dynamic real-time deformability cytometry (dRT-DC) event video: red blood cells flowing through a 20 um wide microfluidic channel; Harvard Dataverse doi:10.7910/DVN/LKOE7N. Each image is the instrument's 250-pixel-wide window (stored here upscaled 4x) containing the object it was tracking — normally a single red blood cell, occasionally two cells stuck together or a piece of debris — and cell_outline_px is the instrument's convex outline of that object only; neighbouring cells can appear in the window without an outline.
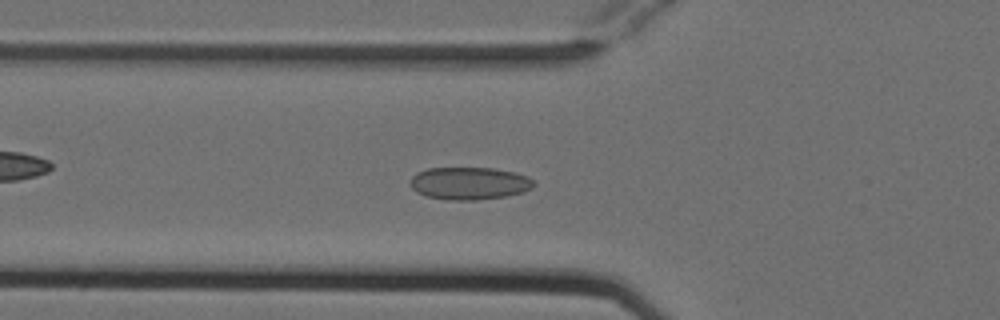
{"species": "Egyptian fruit bat (a non-hibernating species)", "species_latin": "Rousettus aegyptiacus", "temperature_condition": "cold", "stored_images_in_passage": 53, "camera_frame_rate_fps": 3000, "um_per_image_px": 0.085, "animal": {"sex": "female"}, "frame": {"image": 1, "passage_image": 19, "time_ms": 6.0, "image_size_px": [1000, 320], "cell_outline_px": [[536, 184], [532, 188], [524, 192], [508, 196], [476, 200], [448, 200], [428, 196], [416, 192], [412, 188], [408, 180], [416, 172], [428, 168], [492, 168], [516, 172], [528, 176]], "centroid_in_image_um": [39.9, 15.58], "position_along_channel_um": 85.9, "area_um2": 23.7}}
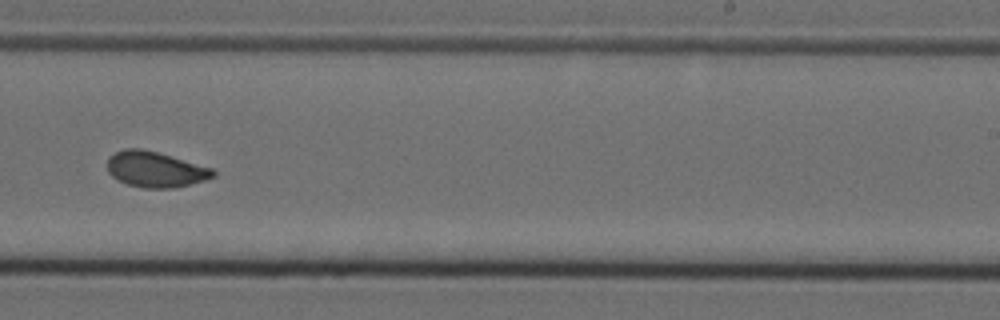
{"frame": {"image": 2, "passage_image": 34, "time_ms": 11.0, "image_size_px": [1000, 320], "cell_outline_px": [[216, 176], [204, 180], [172, 188], [144, 188], [128, 184], [112, 176], [108, 172], [108, 156], [124, 148], [140, 148], [156, 152], [212, 168], [216, 172]], "centroid_in_image_um": [13.19, 14.39], "position_along_channel_um": 275.8, "area_um2": 21.68}}
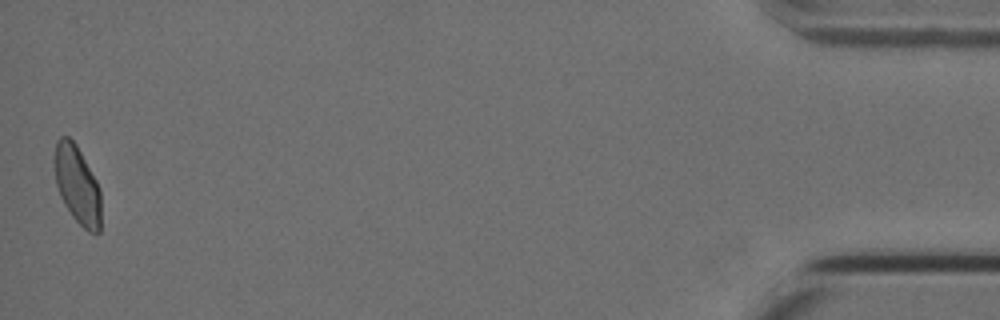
{"frame": {"image": 3, "passage_image": 53, "time_ms": 17.333, "image_size_px": [1000, 320], "cell_outline_px": [[100, 232], [88, 232], [72, 216], [64, 204], [60, 196], [56, 184], [56, 140], [60, 136], [68, 136], [76, 144], [96, 180], [100, 188]], "centroid_in_image_um": [6.58, 15.73], "position_along_channel_um": 428.6, "area_um2": 20.75}, "authors_computed_cell_mechanics": {"area_um2": 21.8484, "velocity_mm_per_s": 3.8009, "shape_relaxation_time_tau1_ms": null, "shape_relaxation_time_tau2_ms": 1.4471, "deformation_change_tau1": null, "deformation_change_tau2": 0.0512}}